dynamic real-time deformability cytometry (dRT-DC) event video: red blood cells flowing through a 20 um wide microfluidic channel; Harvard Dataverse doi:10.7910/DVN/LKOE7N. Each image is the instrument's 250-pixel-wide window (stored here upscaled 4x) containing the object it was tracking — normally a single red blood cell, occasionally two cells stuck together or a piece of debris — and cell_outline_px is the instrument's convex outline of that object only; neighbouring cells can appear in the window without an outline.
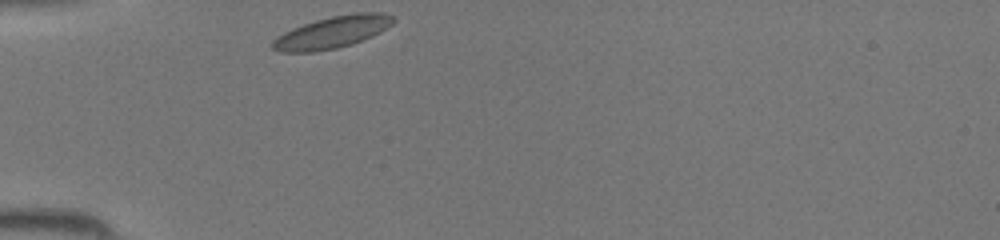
{"species": "common noctule bat (a hibernating species)", "species_latin": "Nyctalus noctula", "temperature_condition": "room temperature", "stored_images_in_passage": 25, "camera_frame_rate_fps": 3000, "um_per_image_px": 0.085, "animal": {"sex": "female", "body_mass_g": 19.5, "forearm_length_mm": 54.1}, "frame": {"image": 1, "passage_image": 1, "time_ms": 0.0, "image_size_px": [1000, 240], "cell_outline_px": [[396, 20], [392, 24], [380, 32], [372, 36], [336, 48], [312, 52], [280, 52], [272, 48], [272, 40], [276, 36], [292, 28], [316, 20], [332, 16], [356, 12], [384, 12], [396, 16]], "centroid_in_image_um": [28.26, 2.72], "position_along_channel_um": 56.7, "area_um2": 22.43}}
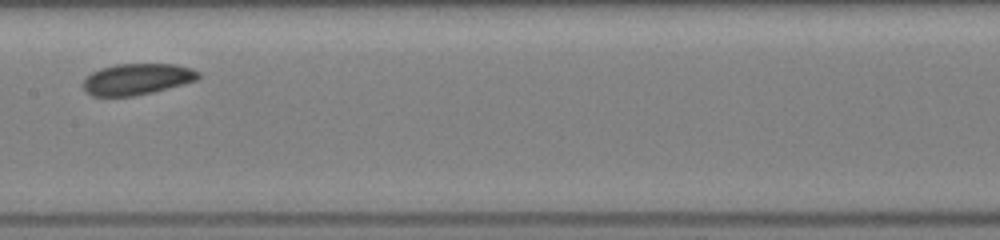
{"frame": {"image": 2, "passage_image": 11, "time_ms": 3.333, "image_size_px": [1000, 240], "cell_outline_px": [[200, 76], [196, 80], [184, 84], [136, 96], [92, 96], [84, 88], [84, 80], [92, 72], [100, 68], [116, 64], [176, 64], [192, 68], [200, 72]], "centroid_in_image_um": [11.68, 6.72], "position_along_channel_um": 195.7, "area_um2": 20.92}}
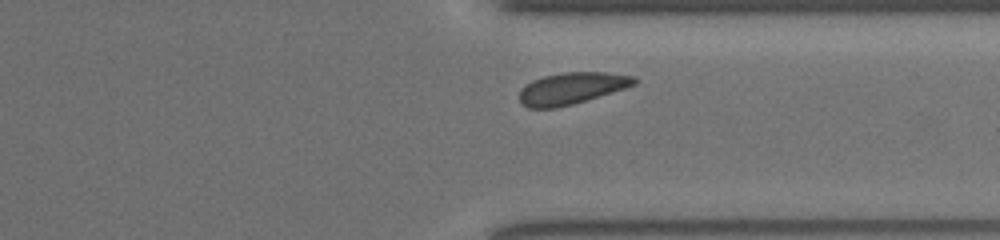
{"frame": {"image": 3, "passage_image": 22, "time_ms": 7.0, "image_size_px": [1000, 240], "cell_outline_px": [[636, 84], [624, 88], [572, 104], [556, 108], [528, 108], [520, 104], [520, 88], [532, 80], [544, 76], [564, 72], [608, 72], [636, 76]], "centroid_in_image_um": [48.56, 7.5], "position_along_channel_um": 362.8, "area_um2": 21.15}}